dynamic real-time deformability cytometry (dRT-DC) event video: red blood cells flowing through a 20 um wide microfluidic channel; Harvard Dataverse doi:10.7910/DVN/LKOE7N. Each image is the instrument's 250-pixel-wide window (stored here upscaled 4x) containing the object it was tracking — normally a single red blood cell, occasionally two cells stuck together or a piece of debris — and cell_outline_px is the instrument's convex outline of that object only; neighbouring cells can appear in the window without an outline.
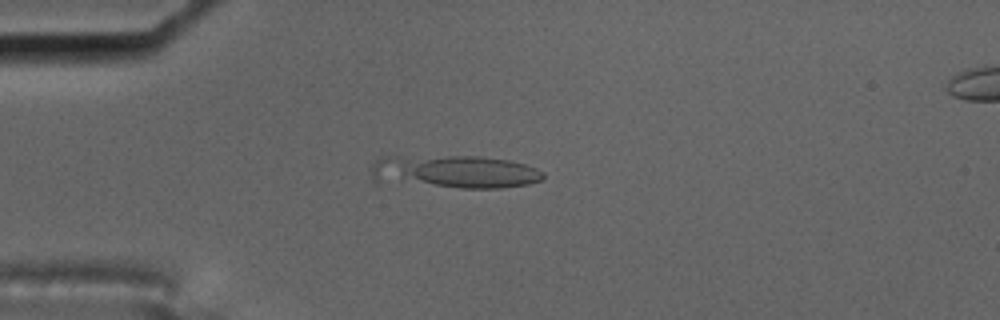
{"species": "common noctule bat (a hibernating species)", "species_latin": "Nyctalus noctula", "temperature_condition": "cold", "stored_images_in_passage": 26, "camera_frame_rate_fps": 3000, "um_per_image_px": 0.085, "animal": {"sex": "male", "body_mass_g": 17.5, "forearm_length_mm": 52.3}, "frame": {"image": 1, "passage_image": 8, "time_ms": 2.333, "image_size_px": [1000, 320], "cell_outline_px": [[544, 176], [540, 180], [528, 184], [500, 188], [460, 188], [436, 184], [404, 176], [396, 160], [396, 156], [480, 156], [508, 160], [524, 164], [536, 168], [544, 172]], "centroid_in_image_um": [39.83, 14.57], "position_along_channel_um": 45.2, "area_um2": 26.88}}